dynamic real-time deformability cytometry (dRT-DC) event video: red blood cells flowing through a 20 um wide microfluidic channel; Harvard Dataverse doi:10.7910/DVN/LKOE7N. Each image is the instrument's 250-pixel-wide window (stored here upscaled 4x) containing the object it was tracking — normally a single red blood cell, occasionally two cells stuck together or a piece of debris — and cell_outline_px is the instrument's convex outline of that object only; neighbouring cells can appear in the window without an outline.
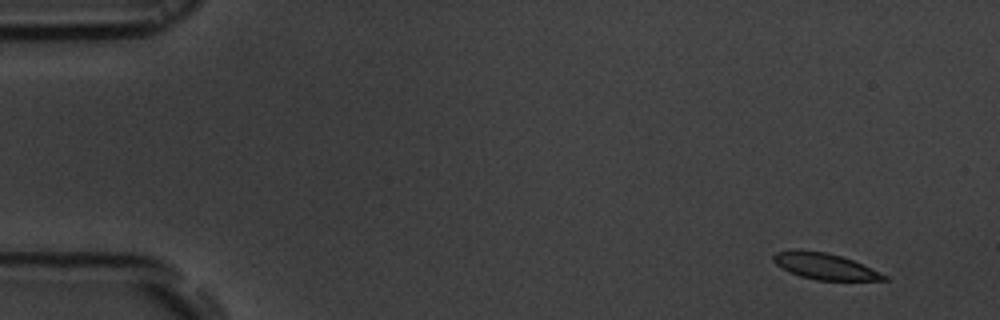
{"species": "common noctule bat (a hibernating species)", "species_latin": "Nyctalus noctula", "temperature_condition": "room temperature", "stored_images_in_passage": 52, "camera_frame_rate_fps": 3000, "um_per_image_px": 0.085, "animal": {"sex": "male", "body_mass_g": 19.5, "forearm_length_mm": 54.6}, "frame": {"image": 1, "passage_image": 1, "time_ms": 0.0, "image_size_px": [1000, 320], "cell_outline_px": [[888, 280], [816, 280], [800, 276], [788, 272], [776, 264], [772, 260], [772, 256], [776, 252], [796, 248], [800, 248], [828, 252], [852, 260], [880, 272], [888, 276]], "centroid_in_image_um": [70.04, 22.61], "position_along_channel_um": 15.0, "area_um2": 17.11}}
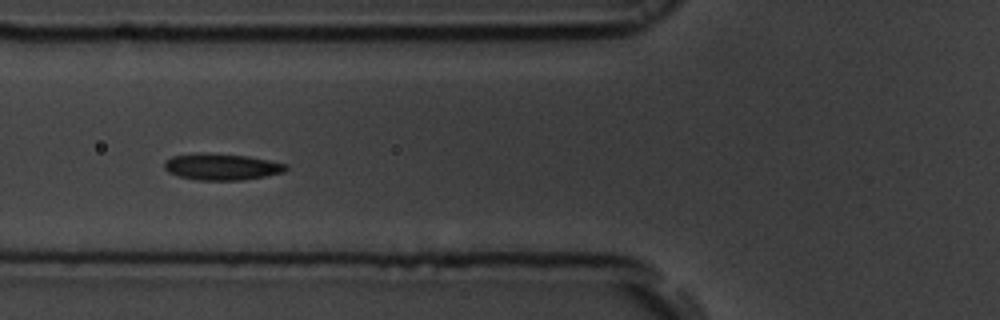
{"frame": {"image": 2, "passage_image": 18, "time_ms": 5.667, "image_size_px": [1000, 320], "cell_outline_px": [[288, 168], [284, 172], [264, 176], [240, 180], [200, 180], [180, 176], [168, 172], [164, 168], [164, 160], [172, 156], [200, 152], [208, 152], [248, 156], [288, 164]], "centroid_in_image_um": [18.82, 14.16], "position_along_channel_um": 107.0, "area_um2": 18.84}}
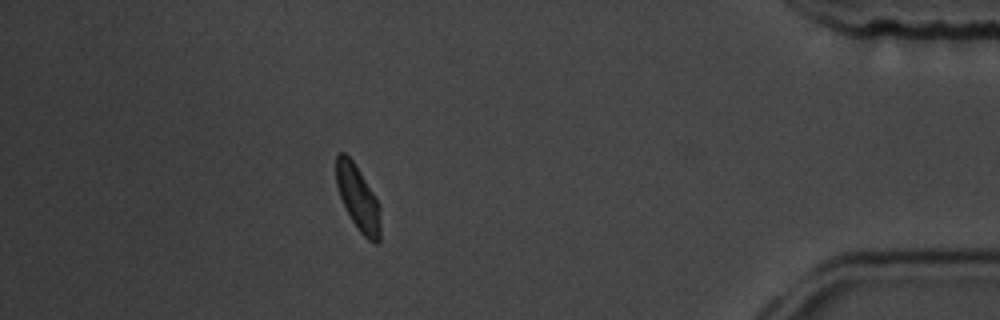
{"frame": {"image": 3, "passage_image": 46, "time_ms": 15.0, "image_size_px": [1000, 320], "cell_outline_px": [[380, 240], [376, 244], [372, 244], [356, 228], [340, 196], [336, 184], [336, 156], [340, 152], [344, 152], [352, 160], [360, 172], [380, 204]], "centroid_in_image_um": [30.45, 16.87], "position_along_channel_um": 404.8, "area_um2": 16.7}, "authors_computed_cell_mechanics": {"area_um2": 17.9758, "velocity_mm_per_s": 3.6936, "shape_relaxation_time_tau1_ms": 3.2507, "shape_relaxation_time_tau2_ms": 2.5911, "deformation_change_tau1": 0.105, "deformation_change_tau2": 0.0592}}